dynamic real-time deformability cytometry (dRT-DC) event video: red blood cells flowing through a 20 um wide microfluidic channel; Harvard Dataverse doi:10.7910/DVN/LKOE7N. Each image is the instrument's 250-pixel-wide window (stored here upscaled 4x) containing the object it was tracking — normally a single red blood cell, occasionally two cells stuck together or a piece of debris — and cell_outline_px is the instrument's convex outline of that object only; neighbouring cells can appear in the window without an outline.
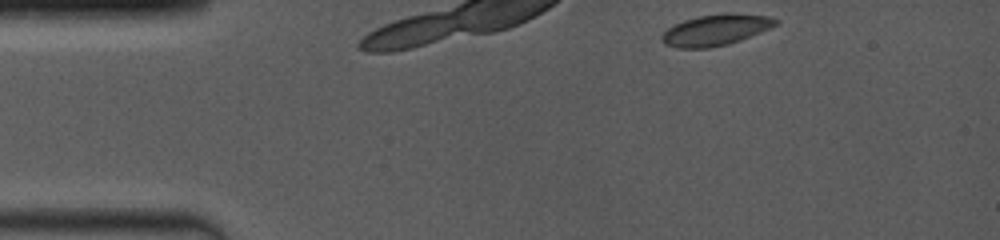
{"species": "common noctule bat (a hibernating species)", "species_latin": "Nyctalus noctula", "temperature_condition": "room temperature", "stored_images_in_passage": 12, "camera_frame_rate_fps": 4000, "um_per_image_px": 0.085, "animal": {"sex": "female", "body_mass_g": 19.0, "forearm_length_mm": 53.3}, "frame": {"image": 1, "passage_image": 1, "time_ms": 0.0, "image_size_px": [1000, 240], "cell_outline_px": [[780, 20], [776, 24], [760, 32], [740, 40], [728, 44], [708, 48], [676, 48], [664, 44], [660, 40], [660, 36], [668, 28], [684, 20], [700, 16], [724, 12], [732, 12], [768, 16]], "centroid_in_image_um": [60.81, 2.54], "position_along_channel_um": 24.2, "area_um2": 20.63}}